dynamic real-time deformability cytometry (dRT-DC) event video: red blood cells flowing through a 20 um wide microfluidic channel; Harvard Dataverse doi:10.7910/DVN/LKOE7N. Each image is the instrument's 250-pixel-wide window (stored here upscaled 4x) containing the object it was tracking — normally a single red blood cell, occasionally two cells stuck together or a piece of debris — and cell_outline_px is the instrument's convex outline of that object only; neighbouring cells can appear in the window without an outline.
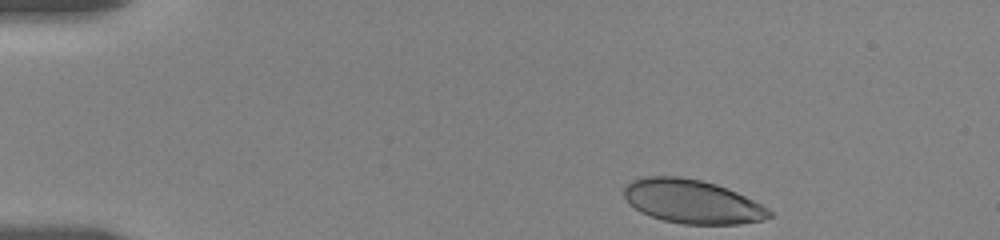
{"species": "human", "species_latin": "Homo sapiens", "temperature_condition": "room temperature", "stored_images_in_passage": 42, "camera_frame_rate_fps": 3000, "um_per_image_px": 0.085, "donor": {"sex": "female"}, "frame": {"image": 1, "passage_image": 1, "time_ms": 0.0, "image_size_px": [1000, 240], "cell_outline_px": [[772, 216], [764, 220], [740, 224], [684, 224], [664, 220], [640, 212], [628, 204], [624, 196], [624, 188], [632, 180], [644, 176], [680, 176], [700, 180], [716, 184], [736, 192], [768, 208], [772, 212]], "centroid_in_image_um": [58.82, 17.13], "position_along_channel_um": 26.2, "area_um2": 36.99}}
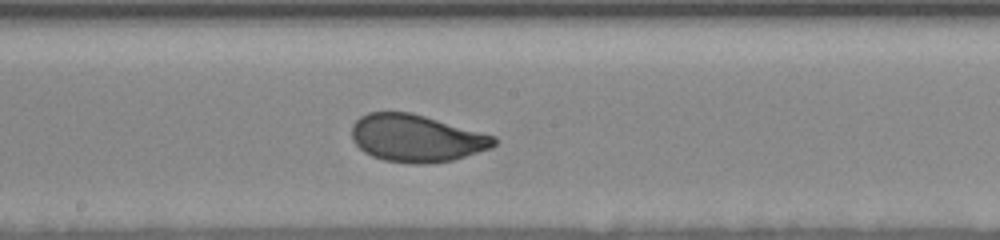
{"frame": {"image": 2, "passage_image": 24, "time_ms": 7.667, "image_size_px": [1000, 240], "cell_outline_px": [[496, 144], [492, 148], [452, 160], [428, 164], [412, 164], [384, 160], [372, 156], [364, 152], [352, 140], [352, 124], [360, 116], [368, 112], [412, 112], [496, 136]], "centroid_in_image_um": [35.39, 11.75], "position_along_channel_um": 212.8, "area_um2": 39.42}}
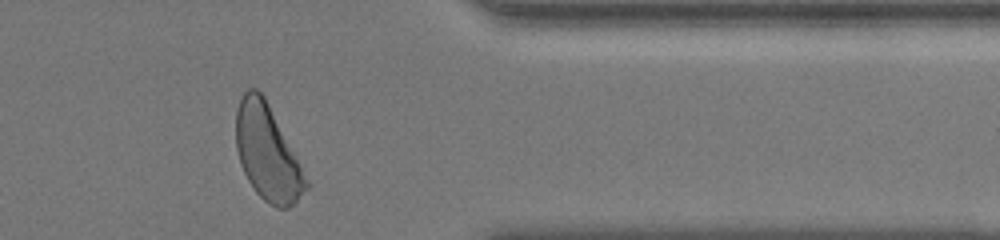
{"frame": {"image": 3, "passage_image": 40, "time_ms": 13.0, "image_size_px": [1000, 240], "cell_outline_px": [[308, 188], [288, 208], [276, 208], [268, 204], [256, 192], [248, 180], [240, 164], [236, 148], [236, 108], [244, 92], [248, 88], [256, 88], [264, 96], [308, 180]], "centroid_in_image_um": [22.7, 12.99], "position_along_channel_um": 388.7, "area_um2": 38.26}, "authors_computed_cell_mechanics": {"area_um2": 38.7838, "velocity_mm_per_s": 3.502, "shape_relaxation_time_tau1_ms": 3.4411, "shape_relaxation_time_tau2_ms": null, "deformation_change_tau1": 0.1335, "deformation_change_tau2": null}}